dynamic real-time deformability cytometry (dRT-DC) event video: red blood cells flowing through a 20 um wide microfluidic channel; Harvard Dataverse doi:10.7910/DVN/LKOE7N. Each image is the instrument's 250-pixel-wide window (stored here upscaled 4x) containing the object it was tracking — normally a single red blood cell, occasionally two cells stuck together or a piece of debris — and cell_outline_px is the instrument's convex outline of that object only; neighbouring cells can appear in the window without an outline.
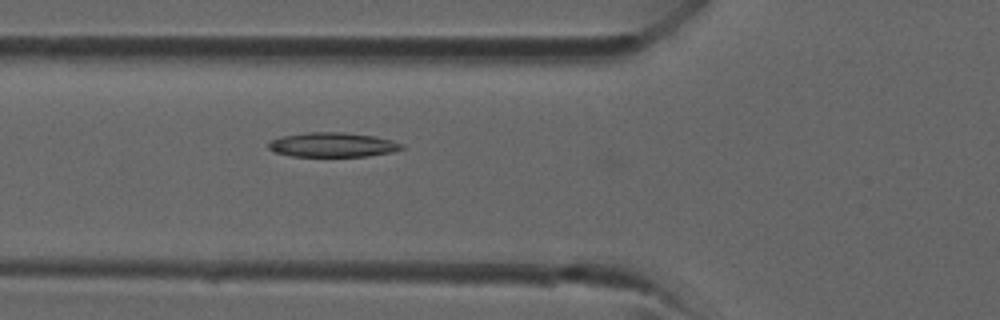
{"species": "common noctule bat (a hibernating species)", "species_latin": "Nyctalus noctula", "temperature_condition": "room temperature", "stored_images_in_passage": 34, "camera_frame_rate_fps": 3000, "um_per_image_px": 0.085, "animal": {"sex": "male", "forearm_length_mm": 52.5}, "frame": {"image": 1, "passage_image": 10, "time_ms": 3.0, "image_size_px": [1000, 320], "cell_outline_px": [[404, 148], [392, 152], [368, 156], [292, 156], [276, 152], [268, 148], [268, 144], [272, 140], [284, 136], [304, 132], [344, 132], [376, 136], [392, 140], [404, 144]], "centroid_in_image_um": [28.32, 12.3], "position_along_channel_um": 97.5, "area_um2": 19.02}}
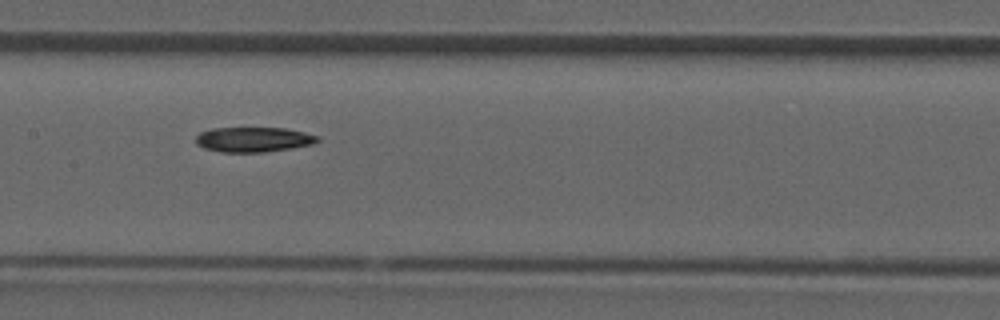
{"frame": {"image": 2, "passage_image": 15, "time_ms": 4.667, "image_size_px": [1000, 320], "cell_outline_px": [[320, 140], [312, 144], [292, 148], [264, 152], [220, 152], [204, 148], [196, 144], [196, 136], [200, 132], [212, 128], [284, 128], [304, 132], [316, 136]], "centroid_in_image_um": [21.51, 11.86], "position_along_channel_um": 185.9, "area_um2": 17.63}}
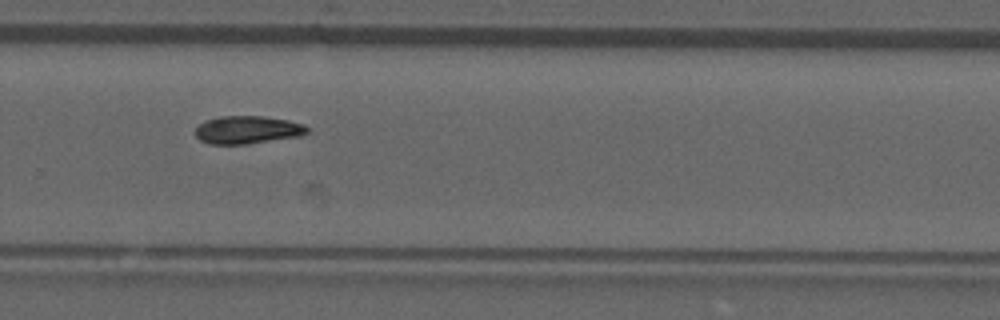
{"frame": {"image": 3, "passage_image": 22, "time_ms": 7.0, "image_size_px": [1000, 320], "cell_outline_px": [[308, 132], [300, 136], [248, 144], [208, 144], [200, 140], [192, 132], [204, 120], [220, 116], [260, 116], [288, 120], [304, 124], [308, 128]], "centroid_in_image_um": [21.0, 11.04], "position_along_channel_um": 308.8, "area_um2": 18.32}}